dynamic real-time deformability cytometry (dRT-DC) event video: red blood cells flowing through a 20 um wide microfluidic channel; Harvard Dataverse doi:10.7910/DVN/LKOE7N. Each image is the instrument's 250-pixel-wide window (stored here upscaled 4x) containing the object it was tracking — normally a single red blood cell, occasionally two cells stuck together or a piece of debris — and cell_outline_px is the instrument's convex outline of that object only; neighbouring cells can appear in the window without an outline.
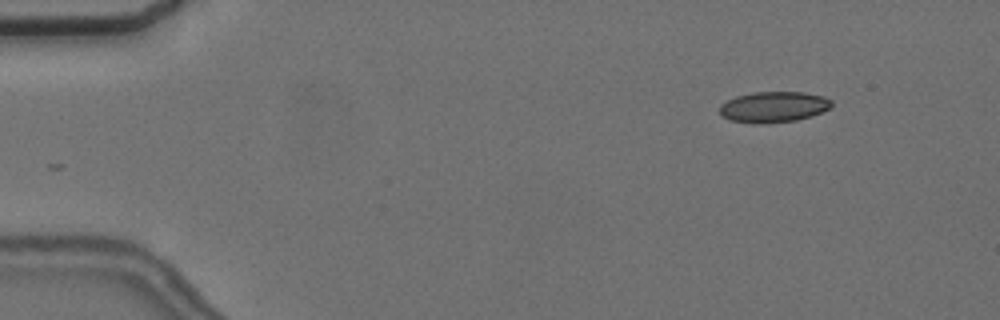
{"species": "common noctule bat (a hibernating species)", "species_latin": "Nyctalus noctula", "temperature_condition": "cold", "stored_images_in_passage": 3, "camera_frame_rate_fps": 3000, "um_per_image_px": 0.085, "animal": {"sex": "female", "body_mass_g": 24.6, "forearm_length_mm": 56.2}, "frame": {"image": 1, "passage_image": 1, "time_ms": 0.0, "image_size_px": [1000, 320], "cell_outline_px": [[832, 104], [828, 108], [812, 116], [796, 120], [760, 124], [752, 124], [728, 120], [720, 112], [720, 104], [736, 96], [752, 92], [804, 92], [824, 96], [832, 100]], "centroid_in_image_um": [65.74, 9.09], "position_along_channel_um": 19.3, "area_um2": 20.17}}